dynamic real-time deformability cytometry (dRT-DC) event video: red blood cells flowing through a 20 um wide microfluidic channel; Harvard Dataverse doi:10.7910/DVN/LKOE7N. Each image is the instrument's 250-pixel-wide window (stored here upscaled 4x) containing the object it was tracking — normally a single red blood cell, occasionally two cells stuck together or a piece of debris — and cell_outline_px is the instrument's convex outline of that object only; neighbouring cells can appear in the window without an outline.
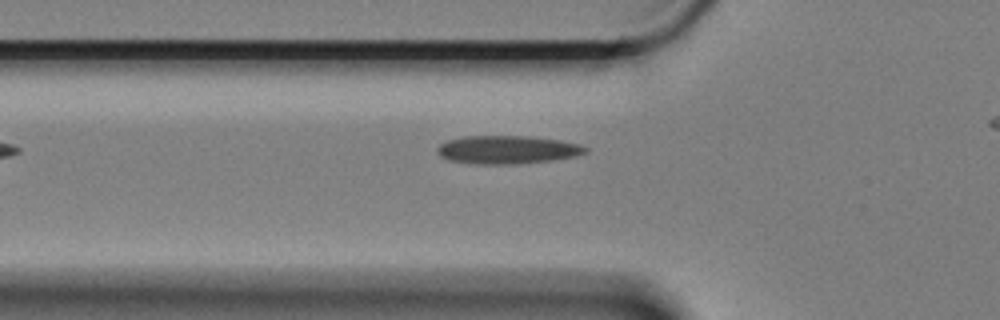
{"species": "Egyptian fruit bat (a non-hibernating species)", "species_latin": "Rousettus aegyptiacus", "temperature_condition": "cold", "stored_images_in_passage": 27, "camera_frame_rate_fps": 3000, "um_per_image_px": 0.085, "animal": {"sex": "female"}, "frame": {"image": 1, "passage_image": 4, "time_ms": 1.0, "image_size_px": [1000, 320], "cell_outline_px": [[588, 152], [576, 156], [548, 160], [516, 164], [476, 164], [448, 160], [440, 156], [436, 152], [436, 148], [440, 144], [448, 140], [464, 136], [528, 136], [560, 140], [580, 144], [588, 148]], "centroid_in_image_um": [43.1, 12.72], "position_along_channel_um": 82.7, "area_um2": 24.39}}
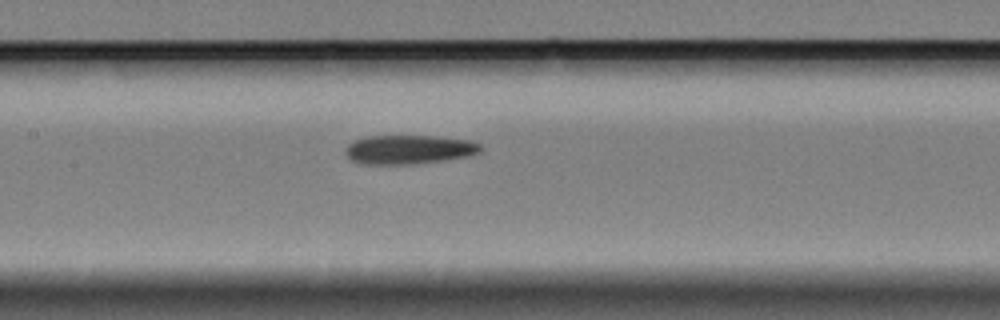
{"frame": {"image": 2, "passage_image": 12, "time_ms": 3.667, "image_size_px": [1000, 320], "cell_outline_px": [[484, 148], [480, 152], [468, 156], [444, 160], [412, 164], [360, 164], [352, 160], [344, 152], [344, 148], [348, 144], [356, 140], [368, 136], [432, 136], [468, 140], [480, 144]], "centroid_in_image_um": [34.75, 12.71], "position_along_channel_um": 172.7, "area_um2": 22.83}}
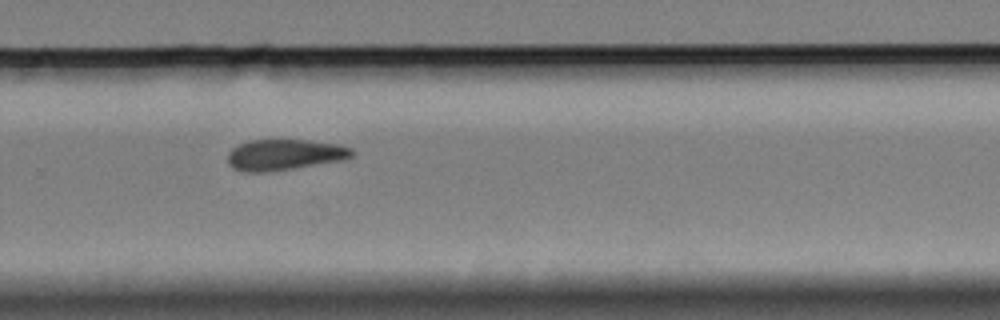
{"frame": {"image": 3, "passage_image": 24, "time_ms": 7.667, "image_size_px": [1000, 320], "cell_outline_px": [[356, 152], [352, 156], [344, 160], [292, 168], [264, 172], [240, 172], [232, 168], [228, 164], [228, 152], [232, 148], [248, 140], [308, 140], [340, 144], [352, 148]], "centroid_in_image_um": [24.19, 13.15], "position_along_channel_um": 305.6, "area_um2": 22.54}}